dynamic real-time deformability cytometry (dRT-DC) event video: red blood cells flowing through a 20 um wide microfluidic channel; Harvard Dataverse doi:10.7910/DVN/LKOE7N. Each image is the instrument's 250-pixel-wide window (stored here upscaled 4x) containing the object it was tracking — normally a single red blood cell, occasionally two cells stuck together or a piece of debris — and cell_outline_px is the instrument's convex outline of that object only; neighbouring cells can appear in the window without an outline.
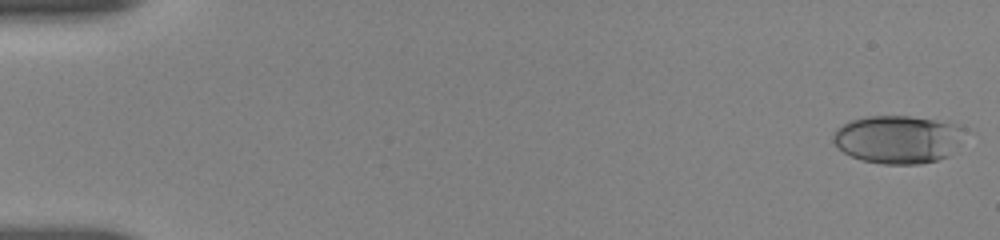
{"species": "human", "species_latin": "Homo sapiens", "temperature_condition": "room temperature", "stored_images_in_passage": 55, "camera_frame_rate_fps": 3000, "um_per_image_px": 0.085, "donor": {"sex": "female"}, "frame": {"image": 1, "passage_image": 1, "time_ms": 0.0, "image_size_px": [1000, 240], "cell_outline_px": [[964, 128], [948, 156], [936, 160], [920, 164], [884, 164], [860, 160], [844, 152], [832, 140], [832, 136], [836, 128], [852, 120], [868, 116], [912, 116], [948, 120]], "centroid_in_image_um": [76.29, 11.82], "position_along_channel_um": 8.7, "area_um2": 36.59}}
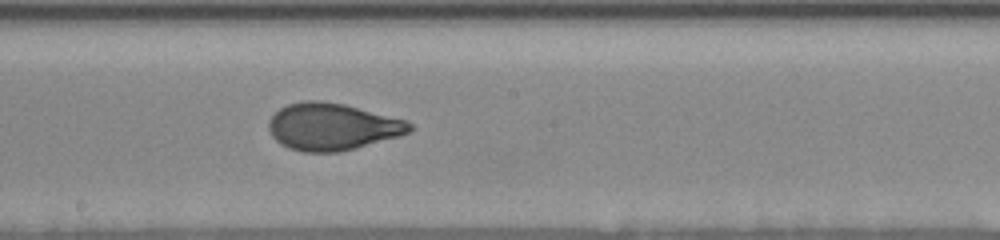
{"frame": {"image": 2, "passage_image": 31, "time_ms": 10.0, "image_size_px": [1000, 240], "cell_outline_px": [[416, 128], [400, 136], [356, 148], [340, 152], [304, 152], [288, 148], [280, 144], [272, 136], [268, 128], [268, 120], [280, 108], [288, 104], [304, 100], [320, 100], [344, 104], [408, 120]], "centroid_in_image_um": [28.26, 10.77], "position_along_channel_um": 219.9, "area_um2": 38.96}}
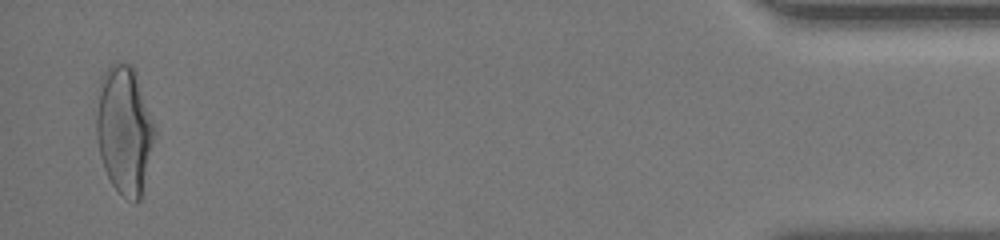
{"frame": {"image": 3, "passage_image": 54, "time_ms": 17.667, "image_size_px": [1000, 240], "cell_outline_px": [[156, 132], [140, 200], [136, 204], [124, 196], [112, 184], [104, 168], [100, 156], [96, 136], [96, 116], [100, 80], [104, 72], [116, 60], [128, 64], [136, 72], [156, 128]], "centroid_in_image_um": [10.57, 11.03], "position_along_channel_um": 424.6, "area_um2": 43.41}, "authors_computed_cell_mechanics": {"area_um2": 37.6856, "velocity_mm_per_s": 3.6576, "shape_relaxation_time_tau1_ms": 5.721, "shape_relaxation_time_tau2_ms": null, "deformation_change_tau1": 0.204, "deformation_change_tau2": null}}